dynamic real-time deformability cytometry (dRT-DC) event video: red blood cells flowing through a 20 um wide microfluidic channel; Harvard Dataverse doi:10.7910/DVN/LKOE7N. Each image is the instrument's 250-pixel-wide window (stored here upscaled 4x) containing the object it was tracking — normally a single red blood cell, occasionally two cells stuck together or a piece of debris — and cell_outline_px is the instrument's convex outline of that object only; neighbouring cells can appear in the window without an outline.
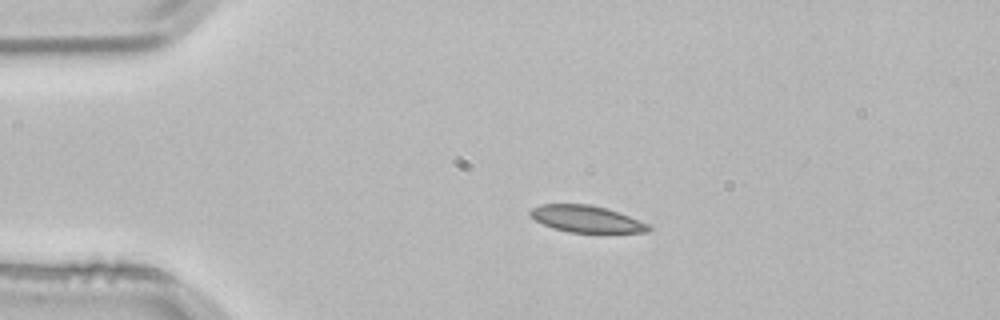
{"species": "common noctule bat (a hibernating species)", "species_latin": "Nyctalus noctula", "temperature_condition": "room temperature", "stored_images_in_passage": 3, "camera_frame_rate_fps": 3000, "um_per_image_px": 0.085, "animal": {"sex": "male", "body_mass_g": 21.5, "forearm_length_mm": 52.0}, "frame": {"image": 1, "passage_image": 2, "time_ms": 0.333, "image_size_px": [1000, 320], "cell_outline_px": [[652, 228], [648, 232], [568, 232], [552, 228], [528, 216], [528, 212], [532, 208], [540, 204], [588, 204], [608, 208], [652, 224]], "centroid_in_image_um": [49.86, 18.6], "position_along_channel_um": 35.1, "area_um2": 18.67}}